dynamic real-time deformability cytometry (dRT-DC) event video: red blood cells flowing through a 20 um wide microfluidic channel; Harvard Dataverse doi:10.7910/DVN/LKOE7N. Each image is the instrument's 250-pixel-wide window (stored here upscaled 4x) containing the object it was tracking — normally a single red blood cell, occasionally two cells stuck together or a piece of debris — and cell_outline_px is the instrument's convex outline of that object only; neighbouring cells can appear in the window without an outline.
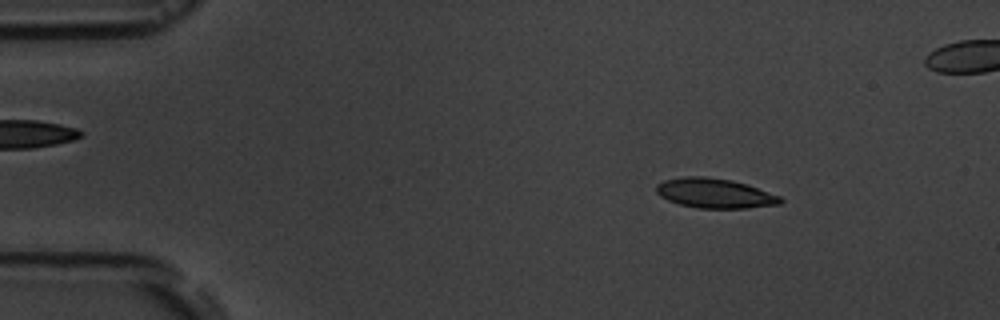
{"species": "common noctule bat (a hibernating species)", "species_latin": "Nyctalus noctula", "temperature_condition": "room temperature", "stored_images_in_passage": 4, "camera_frame_rate_fps": 3000, "um_per_image_px": 0.085, "animal": {"sex": "male", "body_mass_g": 19.5, "forearm_length_mm": 54.6}, "frame": {"image": 1, "passage_image": 1, "time_ms": 0.0, "image_size_px": [1000, 320], "cell_outline_px": [[784, 200], [780, 204], [748, 208], [696, 208], [680, 204], [668, 200], [660, 196], [656, 192], [656, 184], [664, 180], [684, 176], [704, 176], [732, 180], [748, 184], [780, 196]], "centroid_in_image_um": [60.75, 16.42], "position_along_channel_um": 24.2, "area_um2": 21.62}}